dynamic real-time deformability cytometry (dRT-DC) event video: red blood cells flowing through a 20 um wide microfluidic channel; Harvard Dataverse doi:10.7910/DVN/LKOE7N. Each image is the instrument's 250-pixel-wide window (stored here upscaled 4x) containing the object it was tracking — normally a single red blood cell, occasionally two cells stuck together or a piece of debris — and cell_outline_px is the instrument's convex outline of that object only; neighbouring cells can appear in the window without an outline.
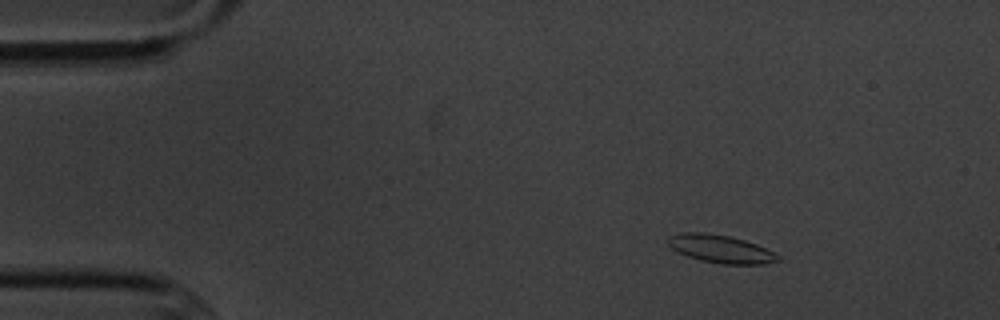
{"species": "common noctule bat (a hibernating species)", "species_latin": "Nyctalus noctula", "temperature_condition": "cold", "stored_images_in_passage": 58, "camera_frame_rate_fps": 3000, "um_per_image_px": 0.085, "animal": {"sex": "male", "body_mass_g": 20.1, "forearm_length_mm": 53.5}, "frame": {"image": 1, "passage_image": 9, "time_ms": 2.667, "image_size_px": [1000, 320], "cell_outline_px": [[784, 260], [764, 264], [720, 264], [700, 260], [676, 252], [668, 244], [668, 236], [684, 232], [704, 232], [728, 236], [744, 240], [756, 244], [780, 256]], "centroid_in_image_um": [61.26, 21.17], "position_along_channel_um": 23.7, "area_um2": 17.92}}
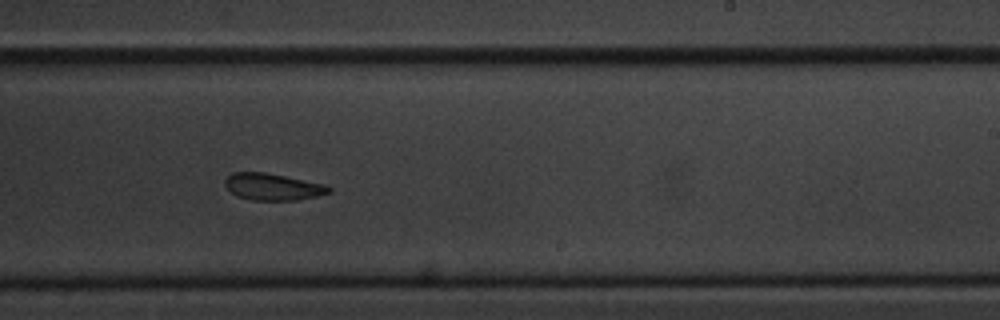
{"frame": {"image": 2, "passage_image": 36, "time_ms": 11.667, "image_size_px": [1000, 320], "cell_outline_px": [[332, 192], [316, 196], [296, 200], [252, 200], [236, 196], [224, 184], [224, 180], [232, 172], [264, 172], [328, 184], [332, 188]], "centroid_in_image_um": [23.22, 15.87], "position_along_channel_um": 265.8, "area_um2": 16.36}}
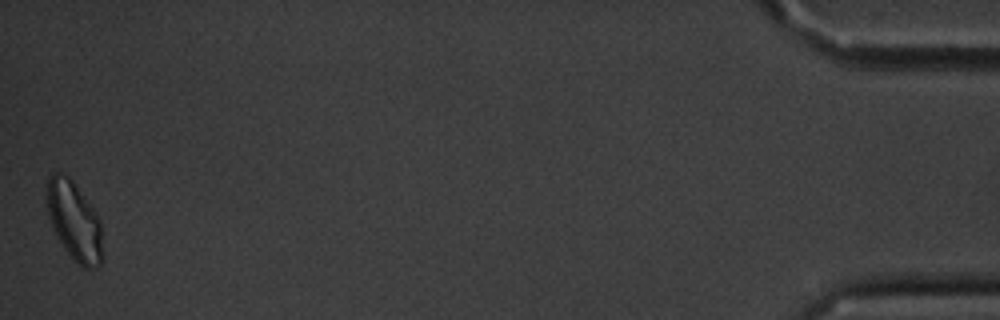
{"frame": {"image": 3, "passage_image": 58, "time_ms": 19.0, "image_size_px": [1000, 320], "cell_outline_px": [[104, 260], [96, 268], [84, 268], [64, 248], [56, 236], [52, 228], [48, 216], [48, 176], [52, 172], [60, 172], [68, 176], [72, 180], [92, 208], [100, 220], [104, 256]], "centroid_in_image_um": [6.34, 18.81], "position_along_channel_um": 428.9, "area_um2": 25.43}, "authors_computed_cell_mechanics": {"area_um2": 17.4845, "velocity_mm_per_s": 3.4715, "shape_relaxation_time_tau1_ms": 6.0915, "shape_relaxation_time_tau2_ms": 5.5292, "deformation_change_tau1": 0.1133, "deformation_change_tau2": 0.1217}}